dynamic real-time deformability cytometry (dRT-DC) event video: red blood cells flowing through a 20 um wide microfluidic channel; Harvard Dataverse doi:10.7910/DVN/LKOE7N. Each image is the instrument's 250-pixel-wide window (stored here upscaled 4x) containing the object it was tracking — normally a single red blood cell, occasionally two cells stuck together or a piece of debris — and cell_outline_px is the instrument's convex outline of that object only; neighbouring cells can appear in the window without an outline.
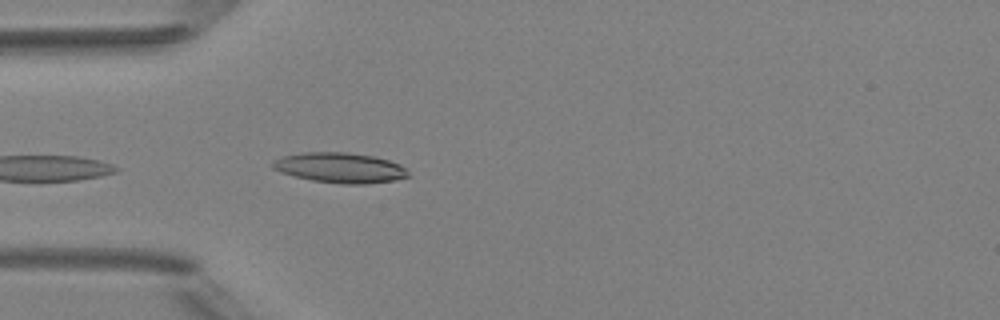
{"species": "Egyptian fruit bat (a non-hibernating species)", "species_latin": "Rousettus aegyptiacus", "temperature_condition": "room temperature", "stored_images_in_passage": 2, "camera_frame_rate_fps": 3000, "um_per_image_px": 0.085, "animal": {"sex": "female"}, "frame": {"image": 1, "passage_image": 2, "time_ms": 2.0, "image_size_px": [1000, 320], "cell_outline_px": [[408, 176], [396, 180], [364, 184], [344, 184], [312, 180], [280, 172], [272, 168], [272, 160], [280, 156], [304, 152], [348, 152], [372, 156], [388, 160], [400, 164], [408, 172]], "centroid_in_image_um": [28.86, 14.25], "position_along_channel_um": 56.1, "area_um2": 23.81}}